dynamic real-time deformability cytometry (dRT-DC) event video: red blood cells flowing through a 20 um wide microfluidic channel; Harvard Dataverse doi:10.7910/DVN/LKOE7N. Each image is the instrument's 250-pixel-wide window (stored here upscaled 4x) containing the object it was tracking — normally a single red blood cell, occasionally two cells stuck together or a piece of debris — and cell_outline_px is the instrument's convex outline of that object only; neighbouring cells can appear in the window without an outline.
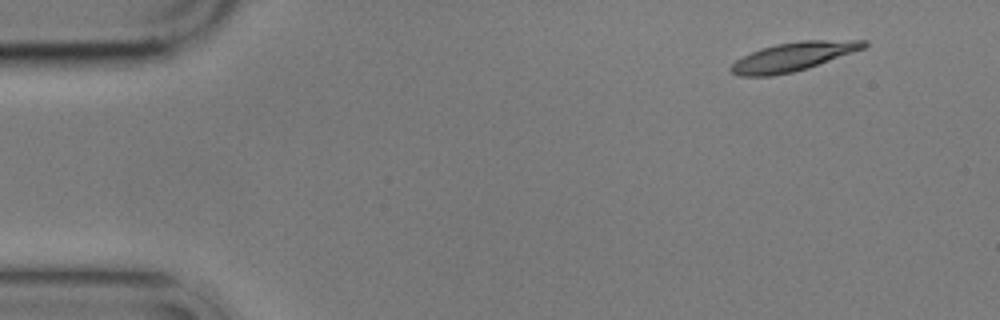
{"species": "common noctule bat (a hibernating species)", "species_latin": "Nyctalus noctula", "temperature_condition": "cold", "stored_images_in_passage": 5, "camera_frame_rate_fps": 3000, "um_per_image_px": 0.085, "animal": {"sex": "male", "body_mass_g": 17.9}, "frame": {"image": 1, "passage_image": 2, "time_ms": 1.0, "image_size_px": [1000, 320], "cell_outline_px": [[868, 44], [864, 48], [808, 68], [792, 72], [772, 76], [740, 76], [732, 72], [728, 68], [736, 60], [760, 48], [776, 44], [800, 40], [868, 40]], "centroid_in_image_um": [67.41, 4.81], "position_along_channel_um": 17.6, "area_um2": 22.14}}
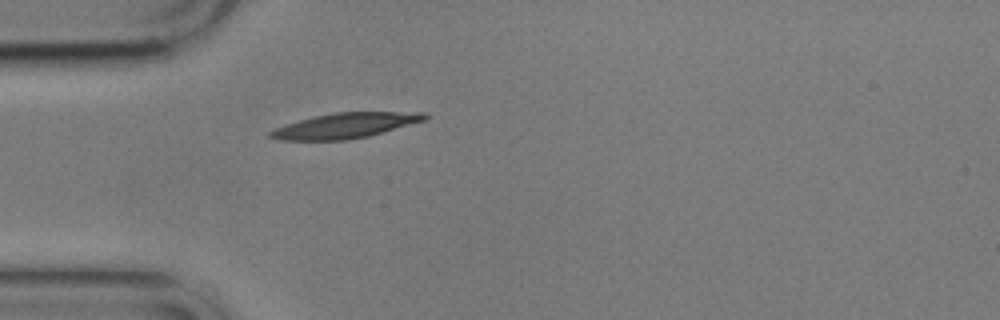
{"frame": {"image": 2, "passage_image": 5, "time_ms": 4.667, "image_size_px": [1000, 320], "cell_outline_px": [[428, 116], [424, 120], [368, 136], [344, 140], [280, 140], [268, 136], [268, 132], [284, 124], [312, 116], [336, 112], [428, 112]], "centroid_in_image_um": [29.3, 10.66], "position_along_channel_um": 55.7, "area_um2": 22.54}}